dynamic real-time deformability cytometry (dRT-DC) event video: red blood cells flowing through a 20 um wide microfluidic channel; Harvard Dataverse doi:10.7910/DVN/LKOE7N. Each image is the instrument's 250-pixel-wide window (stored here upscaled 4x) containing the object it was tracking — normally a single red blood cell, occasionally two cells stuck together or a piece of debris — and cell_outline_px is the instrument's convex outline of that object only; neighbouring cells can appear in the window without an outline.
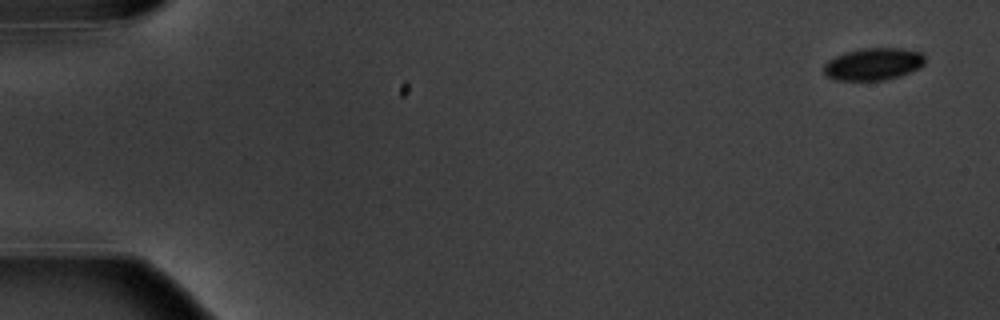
{"species": "common noctule bat (a hibernating species)", "species_latin": "Nyctalus noctula", "temperature_condition": "warm", "stored_images_in_passage": 15, "camera_frame_rate_fps": 3000, "um_per_image_px": 0.085, "animal": {"sex": "male", "body_mass_g": 20.1, "forearm_length_mm": 53.5}, "frame": {"image": 1, "passage_image": 1, "time_ms": 0.0, "image_size_px": [1000, 320], "cell_outline_px": [[924, 64], [920, 68], [900, 76], [884, 80], [836, 80], [828, 76], [824, 72], [824, 64], [828, 60], [836, 56], [848, 52], [864, 48], [900, 48], [920, 52], [924, 56]], "centroid_in_image_um": [74.25, 5.45], "position_along_channel_um": 10.7, "area_um2": 18.84}}
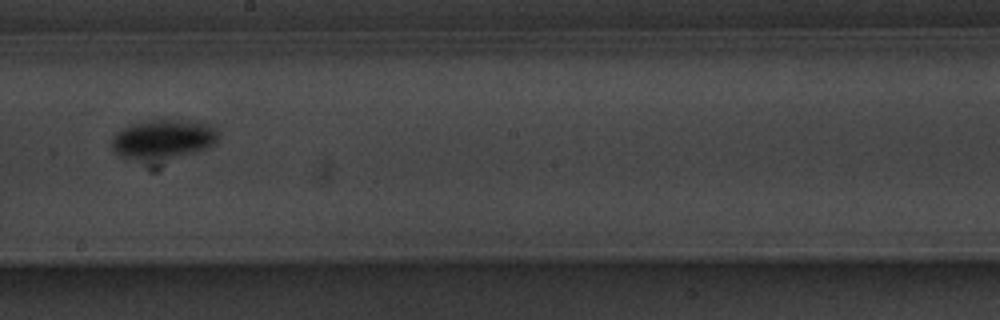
{"frame": {"image": 2, "passage_image": 9, "time_ms": 10.333, "image_size_px": [1000, 320], "cell_outline_px": [[220, 140], [216, 144], [200, 152], [176, 156], [140, 160], [136, 160], [120, 156], [112, 148], [112, 136], [120, 128], [132, 124], [152, 120], [184, 120], [212, 124], [216, 128], [220, 136]], "centroid_in_image_um": [13.92, 11.81], "position_along_channel_um": 234.3, "area_um2": 24.62}}
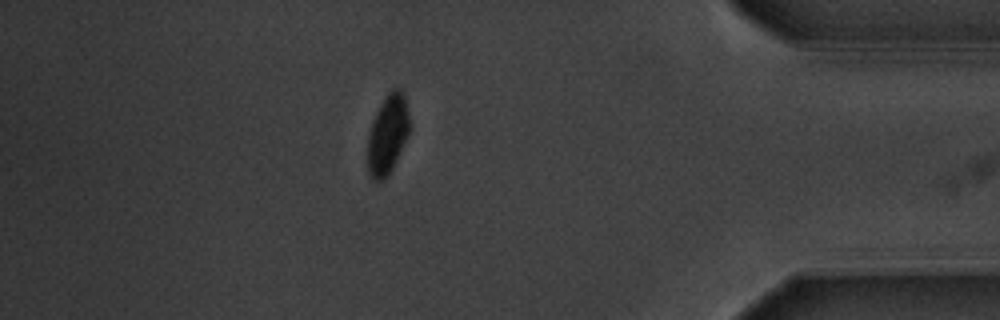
{"frame": {"image": 3, "passage_image": 14, "time_ms": 16.0, "image_size_px": [1000, 320], "cell_outline_px": [[412, 128], [388, 176], [384, 180], [372, 180], [368, 172], [368, 132], [372, 120], [380, 104], [388, 92], [392, 88], [400, 88], [404, 92]], "centroid_in_image_um": [32.97, 11.39], "position_along_channel_um": 402.2, "area_um2": 19.77}, "authors_computed_cell_mechanics": {"area_um2": 20.519, "velocity_mm_per_s": 3.5855, "shape_relaxation_time_tau1_ms": 1.4381, "shape_relaxation_time_tau2_ms": null, "deformation_change_tau1": 0.0905, "deformation_change_tau2": null}}